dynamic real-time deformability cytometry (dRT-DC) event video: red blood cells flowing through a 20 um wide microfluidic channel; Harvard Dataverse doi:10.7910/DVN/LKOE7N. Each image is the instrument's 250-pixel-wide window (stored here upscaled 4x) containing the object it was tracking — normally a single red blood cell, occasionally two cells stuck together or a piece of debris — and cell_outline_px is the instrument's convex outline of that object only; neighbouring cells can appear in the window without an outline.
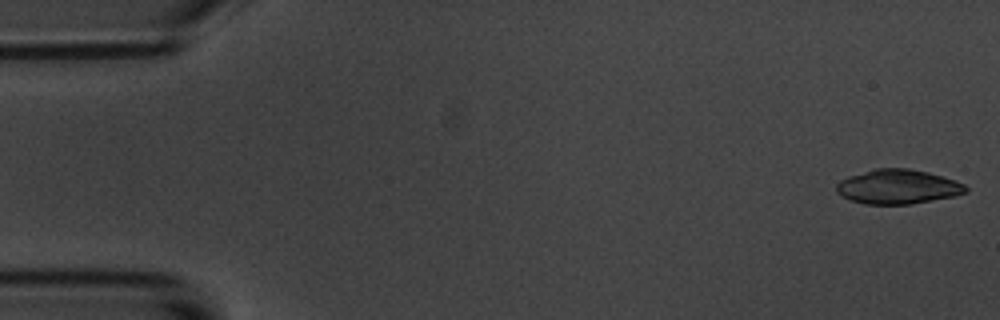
{"species": "common noctule bat (a hibernating species)", "species_latin": "Nyctalus noctula", "temperature_condition": "room temperature", "stored_images_in_passage": 55, "camera_frame_rate_fps": 3000, "um_per_image_px": 0.085, "animal": {"sex": "male", "body_mass_g": 20.1, "forearm_length_mm": 53.5}, "frame": {"image": 1, "passage_image": 1, "time_ms": 0.0, "image_size_px": [1000, 320], "cell_outline_px": [[968, 192], [956, 196], [912, 204], [864, 204], [848, 200], [840, 196], [836, 192], [836, 184], [840, 180], [848, 176], [876, 168], [908, 168], [928, 172], [964, 184], [968, 188]], "centroid_in_image_um": [76.28, 15.88], "position_along_channel_um": 8.7, "area_um2": 26.13}}
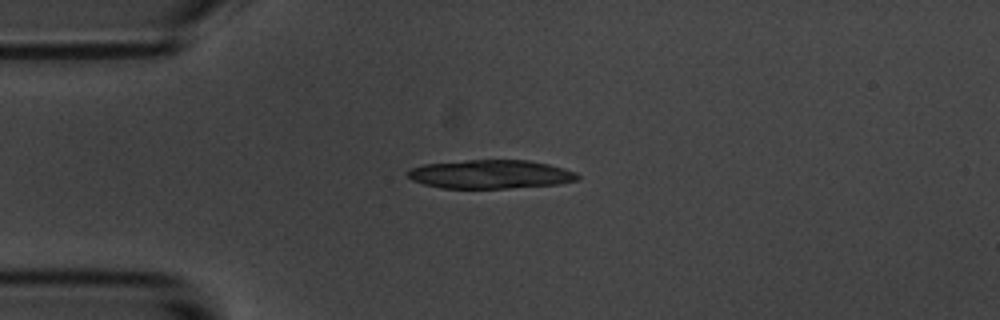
{"frame": {"image": 2, "passage_image": 13, "time_ms": 4.0, "image_size_px": [1000, 320], "cell_outline_px": [[580, 180], [560, 184], [508, 188], [440, 188], [424, 184], [412, 180], [408, 176], [408, 168], [424, 164], [468, 160], [528, 160], [548, 164], [564, 168], [576, 172], [580, 176]], "centroid_in_image_um": [41.72, 14.81], "position_along_channel_um": 43.3, "area_um2": 28.55}}